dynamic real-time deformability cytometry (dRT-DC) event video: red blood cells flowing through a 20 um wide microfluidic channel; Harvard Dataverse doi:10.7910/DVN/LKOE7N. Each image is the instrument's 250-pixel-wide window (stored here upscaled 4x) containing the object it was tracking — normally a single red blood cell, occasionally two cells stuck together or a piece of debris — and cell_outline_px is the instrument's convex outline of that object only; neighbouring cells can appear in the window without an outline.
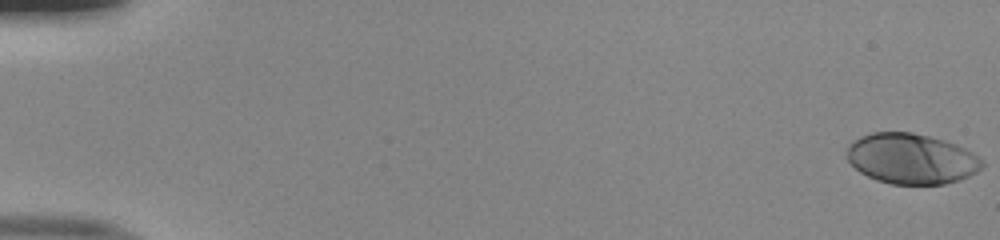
{"species": "human", "species_latin": "Homo sapiens", "temperature_condition": "room temperature", "stored_images_in_passage": 52, "camera_frame_rate_fps": 3000, "um_per_image_px": 0.085, "donor": {"sex": "male"}, "frame": {"image": 1, "passage_image": 1, "time_ms": 0.0, "image_size_px": [1000, 240], "cell_outline_px": [[984, 164], [976, 172], [960, 180], [944, 184], [892, 184], [876, 180], [860, 172], [848, 160], [848, 144], [852, 140], [860, 136], [872, 132], [912, 132], [944, 140], [956, 144], [972, 152], [984, 160]], "centroid_in_image_um": [77.47, 13.49], "position_along_channel_um": 7.5, "area_um2": 39.77}}
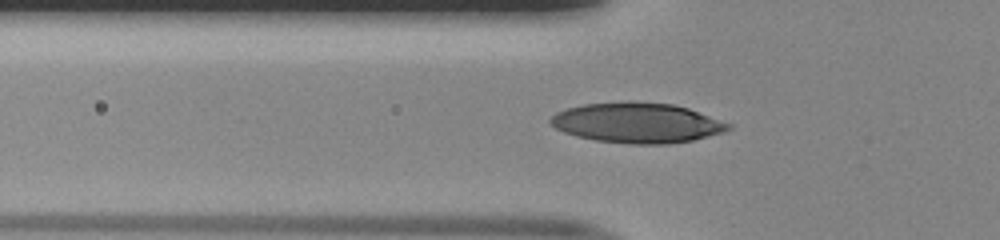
{"frame": {"image": 2, "passage_image": 19, "time_ms": 6.0, "image_size_px": [1000, 240], "cell_outline_px": [[732, 128], [724, 132], [692, 140], [668, 144], [628, 144], [596, 140], [576, 136], [564, 132], [548, 124], [548, 120], [556, 112], [568, 108], [584, 104], [628, 100], [672, 104], [688, 108], [732, 124]], "centroid_in_image_um": [54.14, 10.43], "position_along_channel_um": 71.7, "area_um2": 41.91}}
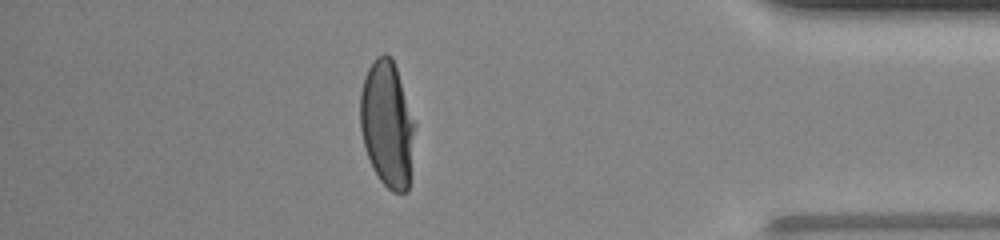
{"frame": {"image": 3, "passage_image": 46, "time_ms": 15.0, "image_size_px": [1000, 240], "cell_outline_px": [[416, 124], [408, 192], [392, 192], [380, 180], [372, 168], [364, 148], [360, 128], [360, 92], [364, 76], [368, 68], [376, 56], [384, 52], [392, 56]], "centroid_in_image_um": [32.91, 10.54], "position_along_channel_um": 402.3, "area_um2": 40.69}, "authors_computed_cell_mechanics": {"area_um2": 40.6045, "velocity_mm_per_s": 4.0264, "shape_relaxation_time_tau1_ms": 4.3147, "shape_relaxation_time_tau2_ms": null, "deformation_change_tau1": 0.2247, "deformation_change_tau2": null}}